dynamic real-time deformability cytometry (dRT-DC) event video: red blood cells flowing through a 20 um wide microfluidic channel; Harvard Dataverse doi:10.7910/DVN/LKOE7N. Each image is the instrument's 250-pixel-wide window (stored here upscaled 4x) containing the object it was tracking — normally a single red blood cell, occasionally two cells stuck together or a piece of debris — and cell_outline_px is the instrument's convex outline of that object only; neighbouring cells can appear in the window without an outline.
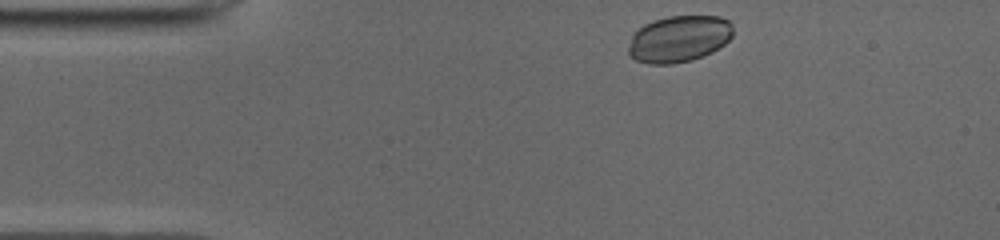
{"species": "common noctule bat (a hibernating species)", "species_latin": "Nyctalus noctula", "temperature_condition": "cold", "stored_images_in_passage": 6, "camera_frame_rate_fps": 3000, "um_per_image_px": 0.085, "animal": {"sex": "male", "body_mass_g": 19.0, "forearm_length_mm": 50.8}, "frame": {"image": 1, "passage_image": 1, "time_ms": 0.0, "image_size_px": [1000, 240], "cell_outline_px": [[732, 36], [724, 44], [712, 52], [692, 60], [672, 64], [652, 64], [636, 60], [628, 56], [628, 48], [632, 36], [644, 24], [652, 20], [668, 16], [720, 16], [728, 20], [732, 24]], "centroid_in_image_um": [57.71, 3.3], "position_along_channel_um": 27.3, "area_um2": 28.44}}